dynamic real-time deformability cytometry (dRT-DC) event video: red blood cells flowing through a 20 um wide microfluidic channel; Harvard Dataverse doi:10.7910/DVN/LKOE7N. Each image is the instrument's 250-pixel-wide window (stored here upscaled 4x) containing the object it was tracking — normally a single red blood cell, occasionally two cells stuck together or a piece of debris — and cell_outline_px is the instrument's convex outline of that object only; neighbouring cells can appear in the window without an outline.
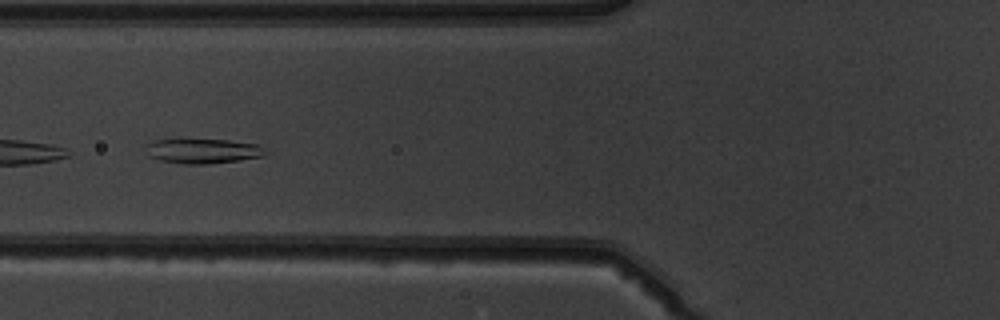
{"species": "common noctule bat (a hibernating species)", "species_latin": "Nyctalus noctula", "temperature_condition": "warm", "stored_images_in_passage": 8, "camera_frame_rate_fps": 3000, "um_per_image_px": 0.085, "animal": {"sex": "male", "body_mass_g": 19.5, "forearm_length_mm": 54.6}, "frame": {"image": 1, "passage_image": 5, "time_ms": 5.333, "image_size_px": [1000, 320], "cell_outline_px": [[272, 152], [264, 156], [208, 164], [184, 164], [160, 160], [148, 156], [148, 144], [156, 140], [228, 140], [260, 144]], "centroid_in_image_um": [17.37, 12.84], "position_along_channel_um": 108.4, "area_um2": 17.17}}
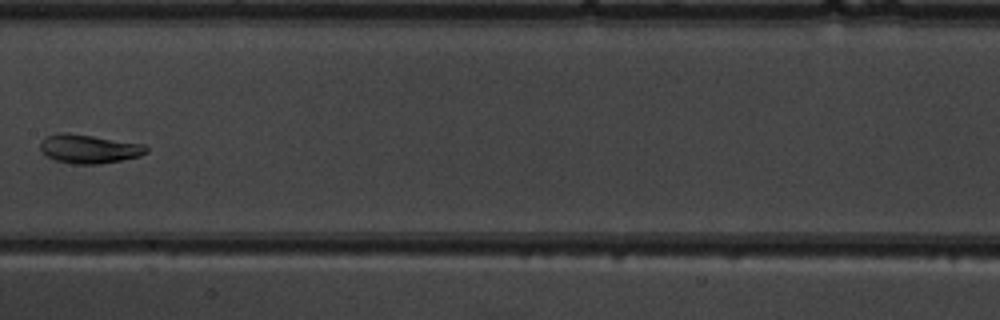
{"frame": {"image": 2, "passage_image": 7, "time_ms": 7.667, "image_size_px": [1000, 320], "cell_outline_px": [[148, 152], [140, 156], [100, 164], [72, 164], [56, 160], [48, 156], [40, 148], [40, 140], [44, 136], [60, 132], [68, 132], [144, 144], [148, 148]], "centroid_in_image_um": [7.55, 12.64], "position_along_channel_um": 199.9, "area_um2": 17.86}}
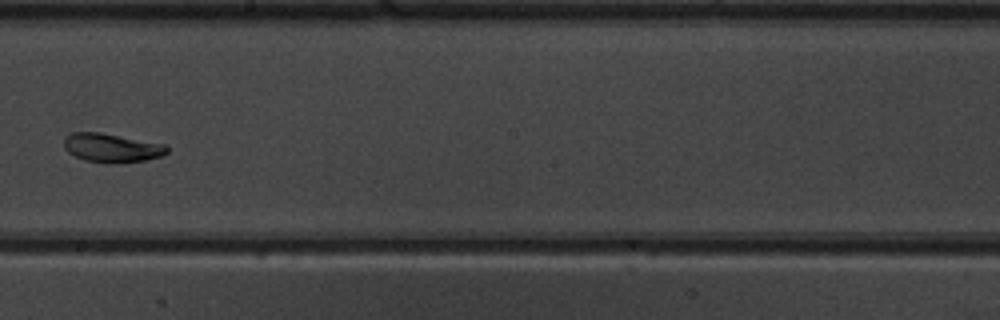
{"frame": {"image": 3, "passage_image": 8, "time_ms": 8.667, "image_size_px": [1000, 320], "cell_outline_px": [[168, 152], [160, 156], [144, 160], [120, 164], [104, 164], [84, 160], [68, 152], [64, 148], [64, 136], [72, 132], [100, 132], [164, 144], [168, 148]], "centroid_in_image_um": [9.46, 12.58], "position_along_channel_um": 238.7, "area_um2": 17.51}}